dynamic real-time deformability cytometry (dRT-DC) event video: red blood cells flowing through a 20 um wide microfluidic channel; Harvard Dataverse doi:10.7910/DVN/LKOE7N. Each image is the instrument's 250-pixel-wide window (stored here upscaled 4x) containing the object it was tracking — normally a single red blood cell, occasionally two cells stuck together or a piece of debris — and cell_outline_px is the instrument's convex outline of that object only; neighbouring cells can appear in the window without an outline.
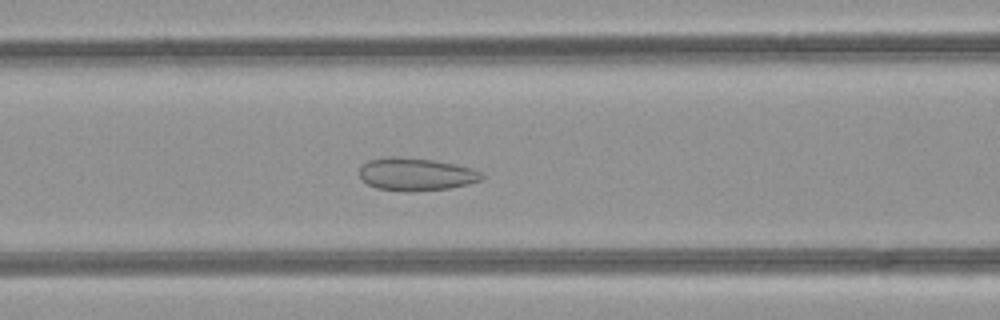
{"species": "common noctule bat (a hibernating species)", "species_latin": "Nyctalus noctula", "temperature_condition": "room temperature", "stored_images_in_passage": 46, "camera_frame_rate_fps": 3000, "um_per_image_px": 0.085, "animal": {"sex": "female", "body_mass_g": 21.9}, "frame": {"image": 1, "passage_image": 16, "time_ms": 5.0, "image_size_px": [1000, 320], "cell_outline_px": [[484, 176], [480, 180], [468, 184], [448, 188], [404, 192], [376, 188], [368, 184], [360, 176], [360, 168], [368, 160], [392, 156], [400, 156], [432, 160], [456, 164], [472, 168], [480, 172]], "centroid_in_image_um": [35.35, 14.81], "position_along_channel_um": 131.2, "area_um2": 23.24}}
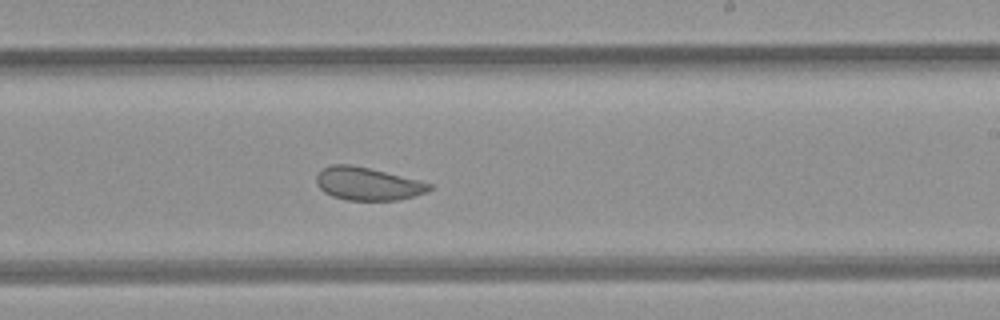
{"frame": {"image": 2, "passage_image": 25, "time_ms": 8.0, "image_size_px": [1000, 320], "cell_outline_px": [[432, 188], [428, 192], [396, 200], [348, 200], [332, 196], [324, 192], [316, 184], [316, 176], [320, 168], [332, 164], [352, 164], [432, 184]], "centroid_in_image_um": [31.18, 15.61], "position_along_channel_um": 257.8, "area_um2": 21.5}}
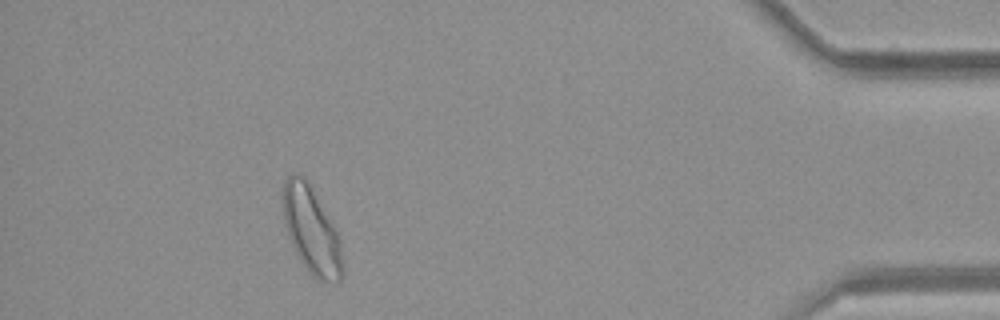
{"frame": {"image": 3, "passage_image": 40, "time_ms": 13.0, "image_size_px": [1000, 320], "cell_outline_px": [[344, 276], [336, 284], [332, 284], [316, 280], [308, 272], [300, 260], [288, 236], [284, 220], [284, 180], [288, 176], [300, 172], [308, 180], [332, 224], [340, 240], [344, 264]], "centroid_in_image_um": [26.51, 19.65], "position_along_channel_um": 408.7, "area_um2": 30.29}}